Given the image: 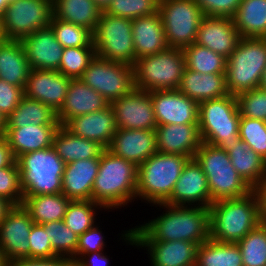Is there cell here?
<instances>
[{"label":"cell","instance_id":"cell-28","mask_svg":"<svg viewBox=\"0 0 266 266\" xmlns=\"http://www.w3.org/2000/svg\"><path fill=\"white\" fill-rule=\"evenodd\" d=\"M59 126L31 124L20 128H6L4 137L17 160L23 154L52 147Z\"/></svg>","mask_w":266,"mask_h":266},{"label":"cell","instance_id":"cell-49","mask_svg":"<svg viewBox=\"0 0 266 266\" xmlns=\"http://www.w3.org/2000/svg\"><path fill=\"white\" fill-rule=\"evenodd\" d=\"M204 16L233 18L241 0H194Z\"/></svg>","mask_w":266,"mask_h":266},{"label":"cell","instance_id":"cell-8","mask_svg":"<svg viewBox=\"0 0 266 266\" xmlns=\"http://www.w3.org/2000/svg\"><path fill=\"white\" fill-rule=\"evenodd\" d=\"M266 68V38H241L227 58L226 84L229 94L258 88Z\"/></svg>","mask_w":266,"mask_h":266},{"label":"cell","instance_id":"cell-35","mask_svg":"<svg viewBox=\"0 0 266 266\" xmlns=\"http://www.w3.org/2000/svg\"><path fill=\"white\" fill-rule=\"evenodd\" d=\"M31 124L60 125L57 113L51 107L24 96L6 119V128H20Z\"/></svg>","mask_w":266,"mask_h":266},{"label":"cell","instance_id":"cell-19","mask_svg":"<svg viewBox=\"0 0 266 266\" xmlns=\"http://www.w3.org/2000/svg\"><path fill=\"white\" fill-rule=\"evenodd\" d=\"M125 236V239H124ZM131 245L148 247L152 266H196L198 244L188 241H134L132 229L123 235Z\"/></svg>","mask_w":266,"mask_h":266},{"label":"cell","instance_id":"cell-52","mask_svg":"<svg viewBox=\"0 0 266 266\" xmlns=\"http://www.w3.org/2000/svg\"><path fill=\"white\" fill-rule=\"evenodd\" d=\"M7 266H74V262L66 257H53L49 259L23 258L10 263Z\"/></svg>","mask_w":266,"mask_h":266},{"label":"cell","instance_id":"cell-11","mask_svg":"<svg viewBox=\"0 0 266 266\" xmlns=\"http://www.w3.org/2000/svg\"><path fill=\"white\" fill-rule=\"evenodd\" d=\"M168 47L184 49L196 41L203 13L194 0H159Z\"/></svg>","mask_w":266,"mask_h":266},{"label":"cell","instance_id":"cell-27","mask_svg":"<svg viewBox=\"0 0 266 266\" xmlns=\"http://www.w3.org/2000/svg\"><path fill=\"white\" fill-rule=\"evenodd\" d=\"M131 21L135 60L159 53L168 47L159 11Z\"/></svg>","mask_w":266,"mask_h":266},{"label":"cell","instance_id":"cell-48","mask_svg":"<svg viewBox=\"0 0 266 266\" xmlns=\"http://www.w3.org/2000/svg\"><path fill=\"white\" fill-rule=\"evenodd\" d=\"M48 237L47 231L42 225L33 224L28 237L29 258L49 259L57 256L52 250Z\"/></svg>","mask_w":266,"mask_h":266},{"label":"cell","instance_id":"cell-12","mask_svg":"<svg viewBox=\"0 0 266 266\" xmlns=\"http://www.w3.org/2000/svg\"><path fill=\"white\" fill-rule=\"evenodd\" d=\"M52 0L11 1L0 19L2 39L21 40L40 28L50 26Z\"/></svg>","mask_w":266,"mask_h":266},{"label":"cell","instance_id":"cell-22","mask_svg":"<svg viewBox=\"0 0 266 266\" xmlns=\"http://www.w3.org/2000/svg\"><path fill=\"white\" fill-rule=\"evenodd\" d=\"M20 41L31 69L58 71L64 48L50 26L40 28Z\"/></svg>","mask_w":266,"mask_h":266},{"label":"cell","instance_id":"cell-3","mask_svg":"<svg viewBox=\"0 0 266 266\" xmlns=\"http://www.w3.org/2000/svg\"><path fill=\"white\" fill-rule=\"evenodd\" d=\"M210 210V239L237 244L260 223L258 201L252 191L241 198L212 203Z\"/></svg>","mask_w":266,"mask_h":266},{"label":"cell","instance_id":"cell-32","mask_svg":"<svg viewBox=\"0 0 266 266\" xmlns=\"http://www.w3.org/2000/svg\"><path fill=\"white\" fill-rule=\"evenodd\" d=\"M52 147L65 164L100 157L104 150L97 142L75 135L64 125H60L57 129Z\"/></svg>","mask_w":266,"mask_h":266},{"label":"cell","instance_id":"cell-47","mask_svg":"<svg viewBox=\"0 0 266 266\" xmlns=\"http://www.w3.org/2000/svg\"><path fill=\"white\" fill-rule=\"evenodd\" d=\"M0 197L9 201L13 206L23 203L24 195L17 161L9 167L0 169Z\"/></svg>","mask_w":266,"mask_h":266},{"label":"cell","instance_id":"cell-59","mask_svg":"<svg viewBox=\"0 0 266 266\" xmlns=\"http://www.w3.org/2000/svg\"><path fill=\"white\" fill-rule=\"evenodd\" d=\"M262 89L266 90V68L263 71V74L261 75L259 86Z\"/></svg>","mask_w":266,"mask_h":266},{"label":"cell","instance_id":"cell-26","mask_svg":"<svg viewBox=\"0 0 266 266\" xmlns=\"http://www.w3.org/2000/svg\"><path fill=\"white\" fill-rule=\"evenodd\" d=\"M100 157L65 164L62 193L72 200H92V188L99 170Z\"/></svg>","mask_w":266,"mask_h":266},{"label":"cell","instance_id":"cell-17","mask_svg":"<svg viewBox=\"0 0 266 266\" xmlns=\"http://www.w3.org/2000/svg\"><path fill=\"white\" fill-rule=\"evenodd\" d=\"M197 202L198 206L209 207L211 195L207 177L202 167L195 158H191L185 164L171 196L164 203L173 206H185L186 203L192 205V203Z\"/></svg>","mask_w":266,"mask_h":266},{"label":"cell","instance_id":"cell-37","mask_svg":"<svg viewBox=\"0 0 266 266\" xmlns=\"http://www.w3.org/2000/svg\"><path fill=\"white\" fill-rule=\"evenodd\" d=\"M196 266H243L240 248L208 239L197 248Z\"/></svg>","mask_w":266,"mask_h":266},{"label":"cell","instance_id":"cell-1","mask_svg":"<svg viewBox=\"0 0 266 266\" xmlns=\"http://www.w3.org/2000/svg\"><path fill=\"white\" fill-rule=\"evenodd\" d=\"M157 205H163L168 210L145 225L133 228L134 241L180 240L201 245L210 239L209 207Z\"/></svg>","mask_w":266,"mask_h":266},{"label":"cell","instance_id":"cell-43","mask_svg":"<svg viewBox=\"0 0 266 266\" xmlns=\"http://www.w3.org/2000/svg\"><path fill=\"white\" fill-rule=\"evenodd\" d=\"M95 56L94 47L64 48L58 71L70 79H80Z\"/></svg>","mask_w":266,"mask_h":266},{"label":"cell","instance_id":"cell-36","mask_svg":"<svg viewBox=\"0 0 266 266\" xmlns=\"http://www.w3.org/2000/svg\"><path fill=\"white\" fill-rule=\"evenodd\" d=\"M63 193L23 198V207L30 213L34 224L63 220L70 203Z\"/></svg>","mask_w":266,"mask_h":266},{"label":"cell","instance_id":"cell-31","mask_svg":"<svg viewBox=\"0 0 266 266\" xmlns=\"http://www.w3.org/2000/svg\"><path fill=\"white\" fill-rule=\"evenodd\" d=\"M230 162L237 173L253 189L266 179V160L239 139L226 149Z\"/></svg>","mask_w":266,"mask_h":266},{"label":"cell","instance_id":"cell-16","mask_svg":"<svg viewBox=\"0 0 266 266\" xmlns=\"http://www.w3.org/2000/svg\"><path fill=\"white\" fill-rule=\"evenodd\" d=\"M157 125L198 124L199 104L178 90L151 91Z\"/></svg>","mask_w":266,"mask_h":266},{"label":"cell","instance_id":"cell-14","mask_svg":"<svg viewBox=\"0 0 266 266\" xmlns=\"http://www.w3.org/2000/svg\"><path fill=\"white\" fill-rule=\"evenodd\" d=\"M117 129L156 130L151 93L133 88L126 95L110 102Z\"/></svg>","mask_w":266,"mask_h":266},{"label":"cell","instance_id":"cell-45","mask_svg":"<svg viewBox=\"0 0 266 266\" xmlns=\"http://www.w3.org/2000/svg\"><path fill=\"white\" fill-rule=\"evenodd\" d=\"M158 2L159 0H113L104 12L132 20L156 13Z\"/></svg>","mask_w":266,"mask_h":266},{"label":"cell","instance_id":"cell-39","mask_svg":"<svg viewBox=\"0 0 266 266\" xmlns=\"http://www.w3.org/2000/svg\"><path fill=\"white\" fill-rule=\"evenodd\" d=\"M243 266H266V224L259 223L238 243Z\"/></svg>","mask_w":266,"mask_h":266},{"label":"cell","instance_id":"cell-2","mask_svg":"<svg viewBox=\"0 0 266 266\" xmlns=\"http://www.w3.org/2000/svg\"><path fill=\"white\" fill-rule=\"evenodd\" d=\"M137 172L134 163L104 149L92 188V201L105 209L127 205L136 198Z\"/></svg>","mask_w":266,"mask_h":266},{"label":"cell","instance_id":"cell-57","mask_svg":"<svg viewBox=\"0 0 266 266\" xmlns=\"http://www.w3.org/2000/svg\"><path fill=\"white\" fill-rule=\"evenodd\" d=\"M97 6L102 10L105 11L109 5L112 3L113 0H93Z\"/></svg>","mask_w":266,"mask_h":266},{"label":"cell","instance_id":"cell-13","mask_svg":"<svg viewBox=\"0 0 266 266\" xmlns=\"http://www.w3.org/2000/svg\"><path fill=\"white\" fill-rule=\"evenodd\" d=\"M80 80L109 103L135 88L133 66L97 56L90 62Z\"/></svg>","mask_w":266,"mask_h":266},{"label":"cell","instance_id":"cell-24","mask_svg":"<svg viewBox=\"0 0 266 266\" xmlns=\"http://www.w3.org/2000/svg\"><path fill=\"white\" fill-rule=\"evenodd\" d=\"M64 126L79 137L97 142L104 149L109 148L117 131L115 116L110 105L100 111L76 116Z\"/></svg>","mask_w":266,"mask_h":266},{"label":"cell","instance_id":"cell-20","mask_svg":"<svg viewBox=\"0 0 266 266\" xmlns=\"http://www.w3.org/2000/svg\"><path fill=\"white\" fill-rule=\"evenodd\" d=\"M241 38L233 18L203 16L195 43L228 58Z\"/></svg>","mask_w":266,"mask_h":266},{"label":"cell","instance_id":"cell-6","mask_svg":"<svg viewBox=\"0 0 266 266\" xmlns=\"http://www.w3.org/2000/svg\"><path fill=\"white\" fill-rule=\"evenodd\" d=\"M178 154L157 152L138 166L136 197L149 203H164L189 160Z\"/></svg>","mask_w":266,"mask_h":266},{"label":"cell","instance_id":"cell-9","mask_svg":"<svg viewBox=\"0 0 266 266\" xmlns=\"http://www.w3.org/2000/svg\"><path fill=\"white\" fill-rule=\"evenodd\" d=\"M183 49L167 47L135 60L134 85L144 91L177 90L185 69Z\"/></svg>","mask_w":266,"mask_h":266},{"label":"cell","instance_id":"cell-18","mask_svg":"<svg viewBox=\"0 0 266 266\" xmlns=\"http://www.w3.org/2000/svg\"><path fill=\"white\" fill-rule=\"evenodd\" d=\"M71 79L55 70L31 69L24 96L47 104L56 113L61 109Z\"/></svg>","mask_w":266,"mask_h":266},{"label":"cell","instance_id":"cell-44","mask_svg":"<svg viewBox=\"0 0 266 266\" xmlns=\"http://www.w3.org/2000/svg\"><path fill=\"white\" fill-rule=\"evenodd\" d=\"M238 132L240 139L266 160V121L240 117Z\"/></svg>","mask_w":266,"mask_h":266},{"label":"cell","instance_id":"cell-33","mask_svg":"<svg viewBox=\"0 0 266 266\" xmlns=\"http://www.w3.org/2000/svg\"><path fill=\"white\" fill-rule=\"evenodd\" d=\"M53 17L82 26L92 33L102 10L93 0H52Z\"/></svg>","mask_w":266,"mask_h":266},{"label":"cell","instance_id":"cell-4","mask_svg":"<svg viewBox=\"0 0 266 266\" xmlns=\"http://www.w3.org/2000/svg\"><path fill=\"white\" fill-rule=\"evenodd\" d=\"M194 158L207 177L211 204L241 198L253 191L231 164L226 150L202 142Z\"/></svg>","mask_w":266,"mask_h":266},{"label":"cell","instance_id":"cell-29","mask_svg":"<svg viewBox=\"0 0 266 266\" xmlns=\"http://www.w3.org/2000/svg\"><path fill=\"white\" fill-rule=\"evenodd\" d=\"M177 90L198 104L229 94L225 74H201L186 67Z\"/></svg>","mask_w":266,"mask_h":266},{"label":"cell","instance_id":"cell-38","mask_svg":"<svg viewBox=\"0 0 266 266\" xmlns=\"http://www.w3.org/2000/svg\"><path fill=\"white\" fill-rule=\"evenodd\" d=\"M186 68L201 74H225L227 58L197 43L183 49Z\"/></svg>","mask_w":266,"mask_h":266},{"label":"cell","instance_id":"cell-58","mask_svg":"<svg viewBox=\"0 0 266 266\" xmlns=\"http://www.w3.org/2000/svg\"><path fill=\"white\" fill-rule=\"evenodd\" d=\"M6 131V118L0 112V136H4Z\"/></svg>","mask_w":266,"mask_h":266},{"label":"cell","instance_id":"cell-60","mask_svg":"<svg viewBox=\"0 0 266 266\" xmlns=\"http://www.w3.org/2000/svg\"><path fill=\"white\" fill-rule=\"evenodd\" d=\"M9 2L7 0H0V19L3 16L4 10L8 6Z\"/></svg>","mask_w":266,"mask_h":266},{"label":"cell","instance_id":"cell-42","mask_svg":"<svg viewBox=\"0 0 266 266\" xmlns=\"http://www.w3.org/2000/svg\"><path fill=\"white\" fill-rule=\"evenodd\" d=\"M50 27L63 48L94 47L93 33L82 26L52 16Z\"/></svg>","mask_w":266,"mask_h":266},{"label":"cell","instance_id":"cell-61","mask_svg":"<svg viewBox=\"0 0 266 266\" xmlns=\"http://www.w3.org/2000/svg\"><path fill=\"white\" fill-rule=\"evenodd\" d=\"M0 266H7V262L4 259L1 248H0Z\"/></svg>","mask_w":266,"mask_h":266},{"label":"cell","instance_id":"cell-56","mask_svg":"<svg viewBox=\"0 0 266 266\" xmlns=\"http://www.w3.org/2000/svg\"><path fill=\"white\" fill-rule=\"evenodd\" d=\"M13 207V205L6 199L0 197V223L5 218L7 212Z\"/></svg>","mask_w":266,"mask_h":266},{"label":"cell","instance_id":"cell-50","mask_svg":"<svg viewBox=\"0 0 266 266\" xmlns=\"http://www.w3.org/2000/svg\"><path fill=\"white\" fill-rule=\"evenodd\" d=\"M24 97V89L0 79V112L7 119Z\"/></svg>","mask_w":266,"mask_h":266},{"label":"cell","instance_id":"cell-30","mask_svg":"<svg viewBox=\"0 0 266 266\" xmlns=\"http://www.w3.org/2000/svg\"><path fill=\"white\" fill-rule=\"evenodd\" d=\"M30 71L21 41L0 38V79L25 89Z\"/></svg>","mask_w":266,"mask_h":266},{"label":"cell","instance_id":"cell-23","mask_svg":"<svg viewBox=\"0 0 266 266\" xmlns=\"http://www.w3.org/2000/svg\"><path fill=\"white\" fill-rule=\"evenodd\" d=\"M157 152L194 158L202 144L198 124H168L156 127Z\"/></svg>","mask_w":266,"mask_h":266},{"label":"cell","instance_id":"cell-21","mask_svg":"<svg viewBox=\"0 0 266 266\" xmlns=\"http://www.w3.org/2000/svg\"><path fill=\"white\" fill-rule=\"evenodd\" d=\"M108 150L138 167L151 155L157 153L156 131L117 129Z\"/></svg>","mask_w":266,"mask_h":266},{"label":"cell","instance_id":"cell-54","mask_svg":"<svg viewBox=\"0 0 266 266\" xmlns=\"http://www.w3.org/2000/svg\"><path fill=\"white\" fill-rule=\"evenodd\" d=\"M258 201L259 218L261 223L266 224V179L253 188Z\"/></svg>","mask_w":266,"mask_h":266},{"label":"cell","instance_id":"cell-51","mask_svg":"<svg viewBox=\"0 0 266 266\" xmlns=\"http://www.w3.org/2000/svg\"><path fill=\"white\" fill-rule=\"evenodd\" d=\"M99 227H92L80 236H78V244L76 253L74 254V260L80 255L92 253L95 251H103L104 241Z\"/></svg>","mask_w":266,"mask_h":266},{"label":"cell","instance_id":"cell-41","mask_svg":"<svg viewBox=\"0 0 266 266\" xmlns=\"http://www.w3.org/2000/svg\"><path fill=\"white\" fill-rule=\"evenodd\" d=\"M50 239L52 250L59 257L74 261L78 244V235L74 233L63 220L42 224Z\"/></svg>","mask_w":266,"mask_h":266},{"label":"cell","instance_id":"cell-40","mask_svg":"<svg viewBox=\"0 0 266 266\" xmlns=\"http://www.w3.org/2000/svg\"><path fill=\"white\" fill-rule=\"evenodd\" d=\"M100 206L92 200H72L70 201L63 221L78 236L92 228L95 220L94 210ZM95 208V209H94Z\"/></svg>","mask_w":266,"mask_h":266},{"label":"cell","instance_id":"cell-7","mask_svg":"<svg viewBox=\"0 0 266 266\" xmlns=\"http://www.w3.org/2000/svg\"><path fill=\"white\" fill-rule=\"evenodd\" d=\"M240 117L234 95L200 102L198 126L202 142L226 150L240 139Z\"/></svg>","mask_w":266,"mask_h":266},{"label":"cell","instance_id":"cell-25","mask_svg":"<svg viewBox=\"0 0 266 266\" xmlns=\"http://www.w3.org/2000/svg\"><path fill=\"white\" fill-rule=\"evenodd\" d=\"M110 103L97 91L87 86L80 79H71L67 95L61 109L57 112L60 125L70 119L107 108Z\"/></svg>","mask_w":266,"mask_h":266},{"label":"cell","instance_id":"cell-55","mask_svg":"<svg viewBox=\"0 0 266 266\" xmlns=\"http://www.w3.org/2000/svg\"><path fill=\"white\" fill-rule=\"evenodd\" d=\"M15 161L7 139L0 136V169L11 166Z\"/></svg>","mask_w":266,"mask_h":266},{"label":"cell","instance_id":"cell-15","mask_svg":"<svg viewBox=\"0 0 266 266\" xmlns=\"http://www.w3.org/2000/svg\"><path fill=\"white\" fill-rule=\"evenodd\" d=\"M34 222L23 205L13 206L0 223V248L7 263L29 258L28 237Z\"/></svg>","mask_w":266,"mask_h":266},{"label":"cell","instance_id":"cell-5","mask_svg":"<svg viewBox=\"0 0 266 266\" xmlns=\"http://www.w3.org/2000/svg\"><path fill=\"white\" fill-rule=\"evenodd\" d=\"M16 161L24 197L62 193L65 163L53 147L23 154Z\"/></svg>","mask_w":266,"mask_h":266},{"label":"cell","instance_id":"cell-34","mask_svg":"<svg viewBox=\"0 0 266 266\" xmlns=\"http://www.w3.org/2000/svg\"><path fill=\"white\" fill-rule=\"evenodd\" d=\"M233 21L242 38H266V0H241Z\"/></svg>","mask_w":266,"mask_h":266},{"label":"cell","instance_id":"cell-46","mask_svg":"<svg viewBox=\"0 0 266 266\" xmlns=\"http://www.w3.org/2000/svg\"><path fill=\"white\" fill-rule=\"evenodd\" d=\"M241 117L266 121V90L260 87L236 95Z\"/></svg>","mask_w":266,"mask_h":266},{"label":"cell","instance_id":"cell-10","mask_svg":"<svg viewBox=\"0 0 266 266\" xmlns=\"http://www.w3.org/2000/svg\"><path fill=\"white\" fill-rule=\"evenodd\" d=\"M96 56L108 61L133 66L135 49L132 36V21L101 12V17L93 31Z\"/></svg>","mask_w":266,"mask_h":266},{"label":"cell","instance_id":"cell-53","mask_svg":"<svg viewBox=\"0 0 266 266\" xmlns=\"http://www.w3.org/2000/svg\"><path fill=\"white\" fill-rule=\"evenodd\" d=\"M102 252L103 251H95L79 256L73 261L74 266H108L109 260L108 258H106V256L103 255ZM86 255L89 256L90 259H87Z\"/></svg>","mask_w":266,"mask_h":266}]
</instances>
